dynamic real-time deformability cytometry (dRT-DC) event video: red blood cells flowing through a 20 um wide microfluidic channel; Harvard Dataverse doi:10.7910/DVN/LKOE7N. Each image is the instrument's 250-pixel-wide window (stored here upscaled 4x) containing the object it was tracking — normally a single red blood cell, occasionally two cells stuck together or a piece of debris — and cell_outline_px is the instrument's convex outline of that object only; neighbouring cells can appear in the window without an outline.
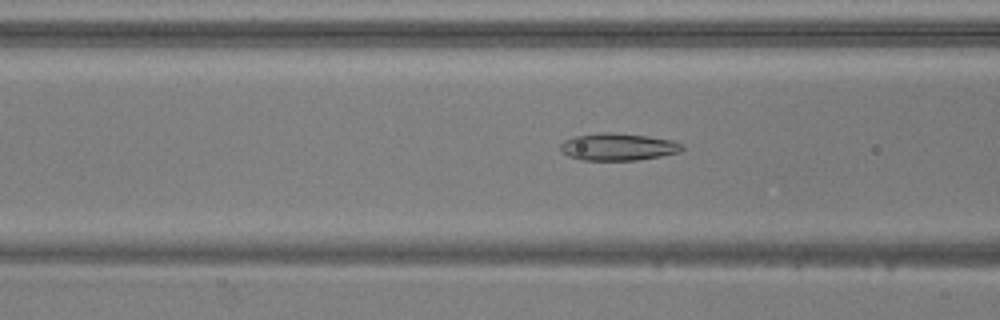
{"species": "common noctule bat (a hibernating species)", "species_latin": "Nyctalus noctula", "temperature_condition": "warm", "stored_images_in_passage": 42, "camera_frame_rate_fps": 3000, "um_per_image_px": 0.085, "animal": {"sex": "male", "body_mass_g": 20.5, "forearm_length_mm": 52.5}, "frame": {"image": 1, "passage_image": 21, "time_ms": 6.667, "image_size_px": [1000, 320], "cell_outline_px": [[684, 148], [680, 152], [660, 156], [636, 160], [580, 160], [568, 156], [560, 148], [560, 144], [564, 140], [576, 136], [604, 132], [612, 132], [648, 136], [672, 140], [684, 144]], "centroid_in_image_um": [52.55, 12.48], "position_along_channel_um": 114.0, "area_um2": 19.31}}
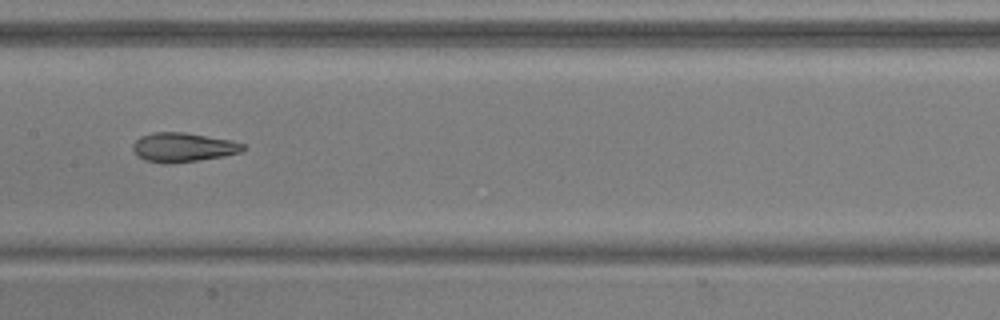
{"frame": {"image": 2, "passage_image": 27, "time_ms": 8.667, "image_size_px": [1000, 320], "cell_outline_px": [[244, 148], [240, 152], [224, 156], [200, 160], [168, 164], [164, 164], [144, 160], [132, 148], [132, 144], [140, 136], [152, 132], [184, 132], [232, 140], [244, 144]], "centroid_in_image_um": [15.55, 12.52], "position_along_channel_um": 191.9, "area_um2": 18.79}}
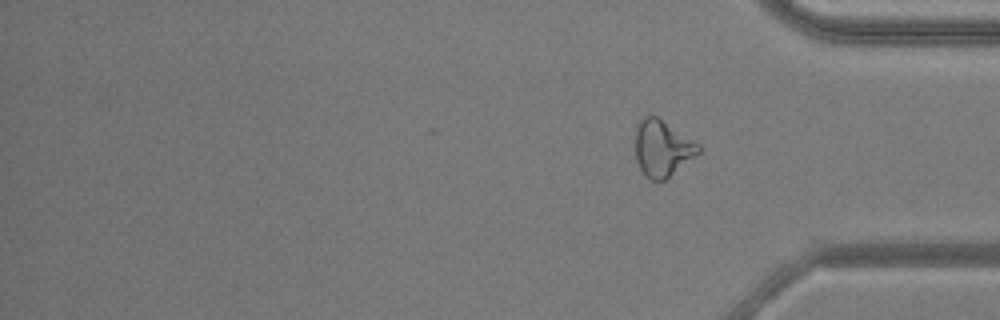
{"frame": {"image": 3, "passage_image": 42, "time_ms": 13.667, "image_size_px": [1000, 320], "cell_outline_px": [[700, 152], [664, 180], [652, 180], [640, 168], [636, 160], [636, 120], [640, 116], [652, 112], [700, 144]], "centroid_in_image_um": [56.27, 12.5], "position_along_channel_um": 378.9, "area_um2": 20.92}, "authors_computed_cell_mechanics": {"area_um2": 19.941, "velocity_mm_per_s": 3.8671, "shape_relaxation_time_tau1_ms": null, "shape_relaxation_time_tau2_ms": 2.3083, "deformation_change_tau1": null, "deformation_change_tau2": 0.1068}}